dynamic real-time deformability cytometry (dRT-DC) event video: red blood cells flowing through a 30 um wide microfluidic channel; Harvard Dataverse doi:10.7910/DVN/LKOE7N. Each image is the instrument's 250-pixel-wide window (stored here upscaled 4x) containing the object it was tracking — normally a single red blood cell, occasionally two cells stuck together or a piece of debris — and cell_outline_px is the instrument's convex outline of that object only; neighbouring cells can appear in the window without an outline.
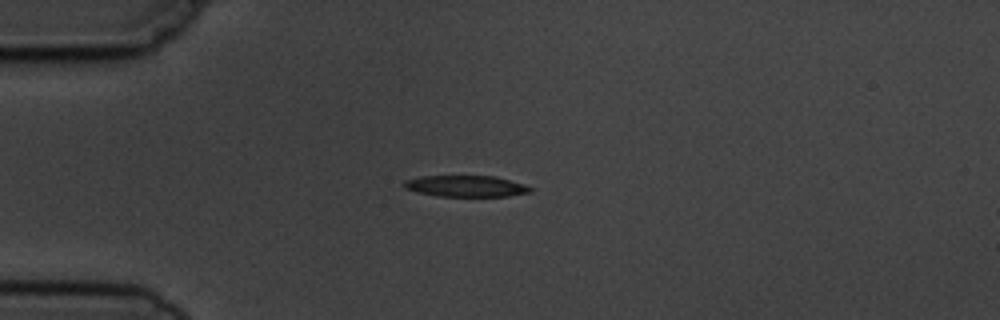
{"species": "common noctule bat (a hibernating species)", "species_latin": "Nyctalus noctula", "temperature_condition": "cold", "stored_images_in_passage": 8, "camera_frame_rate_fps": 3000, "um_per_image_px": 0.085, "animal": {"sex": "male", "body_mass_g": 19.5, "forearm_length_mm": 54.6}, "frame": {"image": 1, "passage_image": 3, "time_ms": 3.0, "image_size_px": [1000, 320], "cell_outline_px": [[532, 192], [508, 196], [440, 196], [416, 192], [404, 188], [404, 180], [420, 176], [496, 176], [524, 184], [532, 188]], "centroid_in_image_um": [39.6, 15.82], "position_along_channel_um": 45.4, "area_um2": 15.66}}
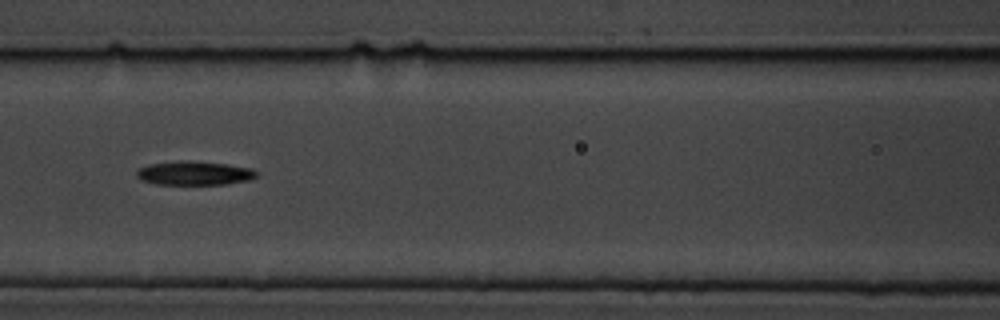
{"frame": {"image": 2, "passage_image": 6, "time_ms": 6.333, "image_size_px": [1000, 320], "cell_outline_px": [[260, 172], [256, 176], [248, 180], [228, 184], [156, 184], [140, 180], [136, 176], [136, 172], [140, 168], [148, 164], [228, 164], [252, 168]], "centroid_in_image_um": [16.58, 14.78], "position_along_channel_um": 150.0, "area_um2": 15.61}}
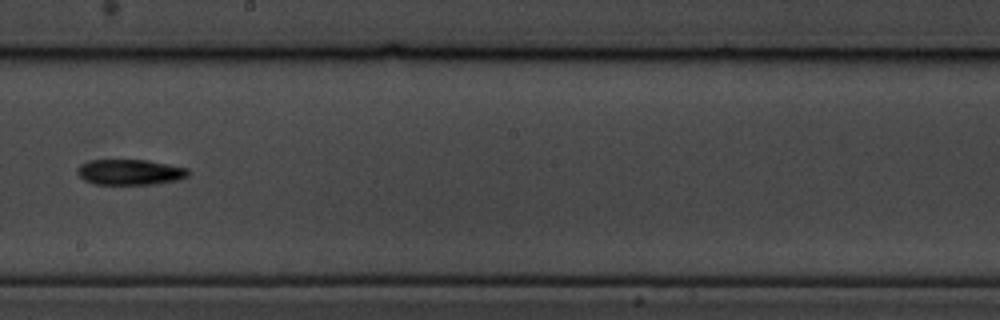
{"frame": {"image": 3, "passage_image": 8, "time_ms": 8.667, "image_size_px": [1000, 320], "cell_outline_px": [[188, 176], [180, 180], [152, 184], [92, 184], [84, 180], [76, 172], [76, 168], [80, 164], [88, 160], [148, 160], [188, 168]], "centroid_in_image_um": [11.02, 14.63], "position_along_channel_um": 237.2, "area_um2": 16.65}}